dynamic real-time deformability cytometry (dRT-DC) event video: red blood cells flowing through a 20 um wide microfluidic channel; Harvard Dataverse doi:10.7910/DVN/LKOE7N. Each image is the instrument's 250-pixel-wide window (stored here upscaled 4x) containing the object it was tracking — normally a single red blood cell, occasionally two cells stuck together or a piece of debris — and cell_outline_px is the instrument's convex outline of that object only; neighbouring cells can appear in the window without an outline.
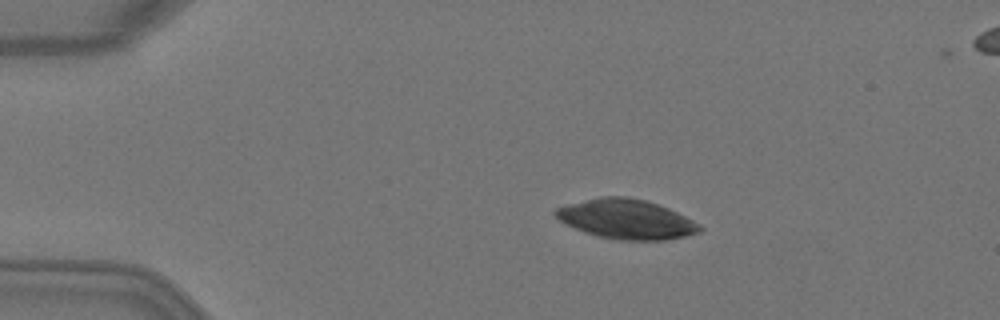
{"species": "Egyptian fruit bat (a non-hibernating species)", "species_latin": "Rousettus aegyptiacus", "temperature_condition": "warm", "stored_images_in_passage": 4, "camera_frame_rate_fps": 3000, "um_per_image_px": 0.085, "animal": {"sex": "female"}, "frame": {"image": 1, "passage_image": 2, "time_ms": 0.333, "image_size_px": [1000, 320], "cell_outline_px": [[704, 228], [700, 232], [684, 236], [664, 240], [616, 240], [596, 236], [584, 232], [560, 220], [552, 212], [556, 208], [568, 204], [600, 196], [628, 196], [644, 200], [668, 208], [700, 224]], "centroid_in_image_um": [53.23, 18.63], "position_along_channel_um": 31.8, "area_um2": 33.12}}